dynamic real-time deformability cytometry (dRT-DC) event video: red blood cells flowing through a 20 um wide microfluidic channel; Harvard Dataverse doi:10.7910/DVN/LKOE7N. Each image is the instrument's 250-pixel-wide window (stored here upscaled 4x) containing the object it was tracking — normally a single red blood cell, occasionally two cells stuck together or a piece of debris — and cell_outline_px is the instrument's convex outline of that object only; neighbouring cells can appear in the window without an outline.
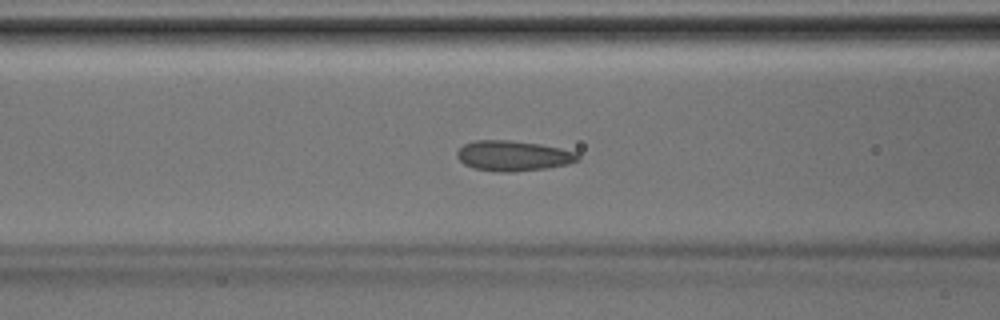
{"species": "Egyptian fruit bat (a non-hibernating species)", "species_latin": "Rousettus aegyptiacus", "temperature_condition": "room temperature", "stored_images_in_passage": 40, "camera_frame_rate_fps": 3000, "um_per_image_px": 0.085, "animal": {"sex": "male"}, "frame": {"image": 1, "passage_image": 16, "time_ms": 5.0, "image_size_px": [1000, 320], "cell_outline_px": [[580, 160], [568, 164], [548, 168], [512, 172], [500, 172], [472, 168], [464, 164], [456, 156], [456, 152], [464, 144], [472, 140], [508, 140], [540, 144], [580, 152]], "centroid_in_image_um": [43.64, 13.24], "position_along_channel_um": 123.0, "area_um2": 21.62}}
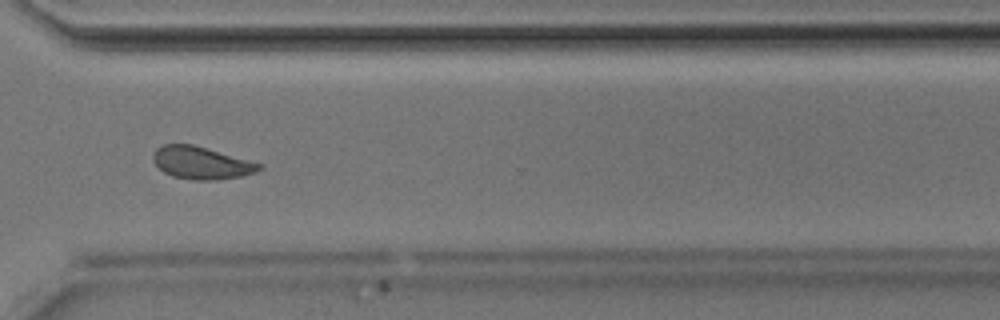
{"frame": {"image": 2, "passage_image": 30, "time_ms": 9.667, "image_size_px": [1000, 320], "cell_outline_px": [[264, 168], [256, 172], [240, 176], [216, 180], [196, 180], [172, 176], [164, 172], [152, 160], [152, 156], [156, 148], [164, 144], [192, 144], [264, 164]], "centroid_in_image_um": [17.13, 13.84], "position_along_channel_um": 353.5, "area_um2": 20.06}}
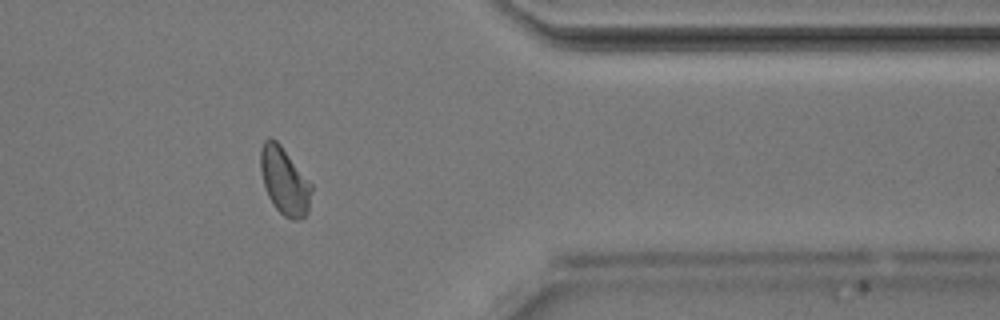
{"frame": {"image": 3, "passage_image": 33, "time_ms": 10.667, "image_size_px": [1000, 320], "cell_outline_px": [[312, 192], [308, 212], [300, 220], [292, 220], [284, 216], [272, 204], [268, 196], [260, 172], [260, 152], [264, 140], [268, 136], [276, 140], [280, 144], [312, 184]], "centroid_in_image_um": [24.18, 15.39], "position_along_channel_um": 387.2, "area_um2": 20.06}}